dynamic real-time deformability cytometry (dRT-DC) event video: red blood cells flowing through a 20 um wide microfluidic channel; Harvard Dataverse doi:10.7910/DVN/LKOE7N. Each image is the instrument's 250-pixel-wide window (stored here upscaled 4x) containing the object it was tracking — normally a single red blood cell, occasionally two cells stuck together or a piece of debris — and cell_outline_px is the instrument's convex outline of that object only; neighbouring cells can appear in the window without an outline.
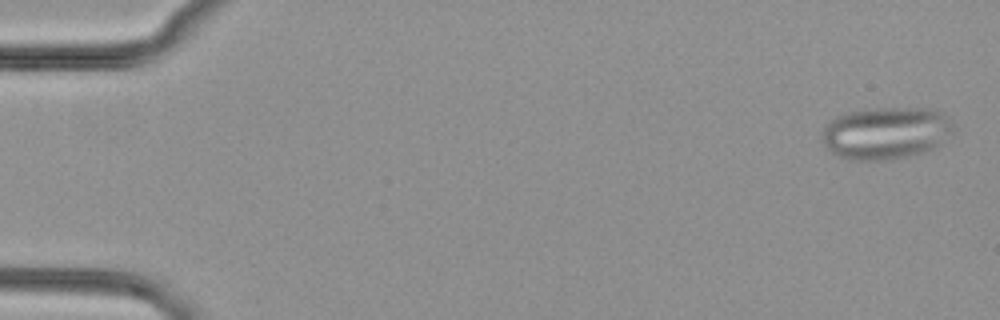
{"species": "common noctule bat (a hibernating species)", "species_latin": "Nyctalus noctula", "temperature_condition": "cold", "stored_images_in_passage": 52, "segment_of_instrument_passage": [1, 2], "camera_frame_rate_fps": 3000, "um_per_image_px": 0.085, "animal": {"sex": "female", "body_mass_g": 29.2, "forearm_length_mm": 56.3}, "frame": {"image": 1, "passage_image": 1, "time_ms": 0.0, "image_size_px": [1000, 320], "cell_outline_px": [[956, 128], [940, 144], [932, 148], [908, 156], [888, 160], [852, 160], [840, 156], [832, 152], [824, 144], [824, 128], [836, 116], [848, 112], [864, 108], [928, 108], [940, 112], [948, 116], [956, 124]], "centroid_in_image_um": [75.35, 11.28], "position_along_channel_um": 9.6, "area_um2": 39.94}}